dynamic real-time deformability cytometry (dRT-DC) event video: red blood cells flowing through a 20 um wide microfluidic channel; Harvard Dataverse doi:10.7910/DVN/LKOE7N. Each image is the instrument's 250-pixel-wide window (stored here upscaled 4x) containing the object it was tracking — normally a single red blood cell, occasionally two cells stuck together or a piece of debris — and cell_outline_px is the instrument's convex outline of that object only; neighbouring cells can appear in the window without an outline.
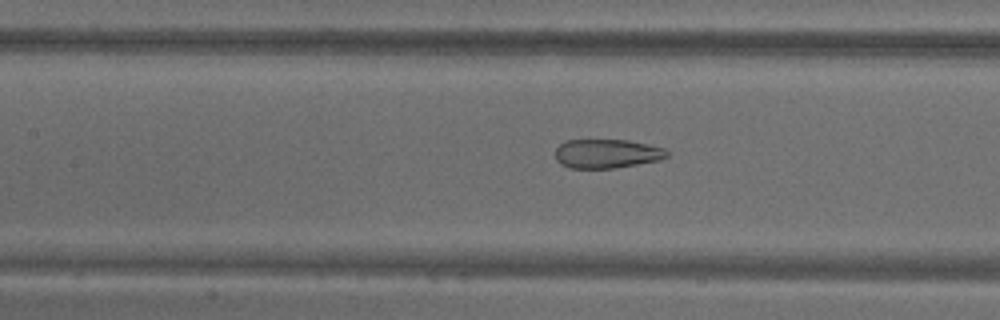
{"species": "common noctule bat (a hibernating species)", "species_latin": "Nyctalus noctula", "temperature_condition": "warm", "stored_images_in_passage": 37, "camera_frame_rate_fps": 3000, "um_per_image_px": 0.085, "animal": {"sex": "male", "body_mass_g": 18.8}, "frame": {"image": 1, "passage_image": 32, "time_ms": 10.333, "image_size_px": [1000, 320], "cell_outline_px": [[668, 156], [660, 160], [612, 168], [568, 168], [560, 164], [556, 160], [556, 148], [564, 140], [628, 140], [648, 144], [664, 148], [668, 152]], "centroid_in_image_um": [51.56, 13.05], "position_along_channel_um": 155.8, "area_um2": 18.9}}
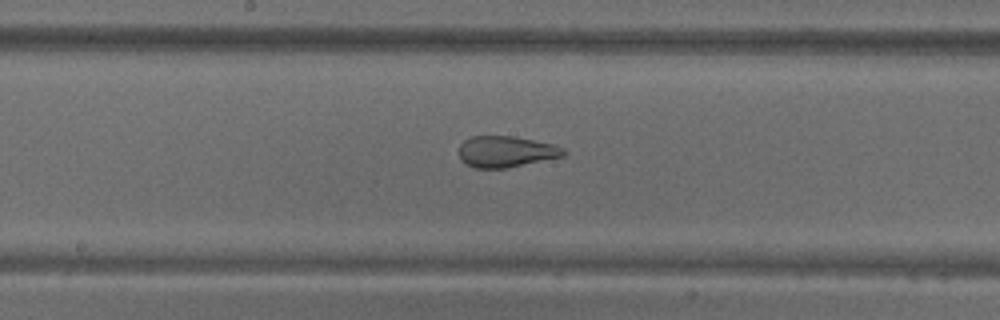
{"frame": {"image": 2, "passage_image": 37, "time_ms": 12.0, "image_size_px": [1000, 320], "cell_outline_px": [[568, 152], [564, 156], [508, 168], [476, 168], [460, 160], [460, 144], [464, 140], [472, 136], [512, 136], [552, 144], [564, 148]], "centroid_in_image_um": [43.03, 12.89], "position_along_channel_um": 205.2, "area_um2": 18.96}}